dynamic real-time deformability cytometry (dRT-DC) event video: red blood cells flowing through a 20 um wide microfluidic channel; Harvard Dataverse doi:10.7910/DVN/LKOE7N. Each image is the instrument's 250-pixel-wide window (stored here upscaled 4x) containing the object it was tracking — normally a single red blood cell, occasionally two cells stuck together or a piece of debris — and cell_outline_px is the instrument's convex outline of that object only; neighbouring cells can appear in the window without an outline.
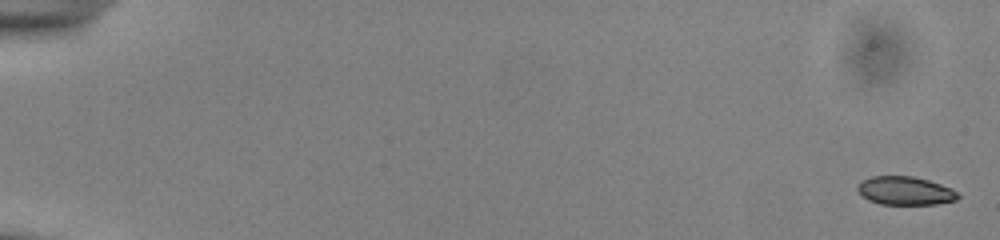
{"species": "common noctule bat (a hibernating species)", "species_latin": "Nyctalus noctula", "temperature_condition": "cold", "stored_images_in_passage": 54, "camera_frame_rate_fps": 3000, "um_per_image_px": 0.085, "animal": {"sex": "male", "body_mass_g": 13.0, "forearm_length_mm": 53.1}, "frame": {"image": 1, "passage_image": 1, "time_ms": 0.0, "image_size_px": [1000, 240], "cell_outline_px": [[960, 196], [956, 200], [936, 204], [880, 204], [868, 200], [856, 188], [864, 180], [872, 176], [912, 176], [928, 180], [952, 188]], "centroid_in_image_um": [76.97, 16.22], "position_along_channel_um": 8.0, "area_um2": 16.42}}
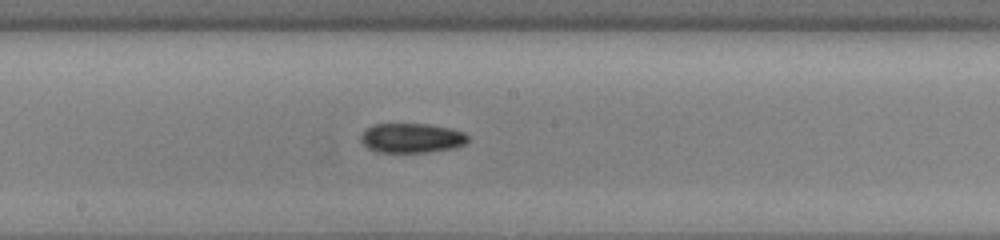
{"frame": {"image": 2, "passage_image": 31, "time_ms": 10.0, "image_size_px": [1000, 240], "cell_outline_px": [[468, 140], [464, 144], [456, 148], [428, 152], [376, 152], [368, 148], [360, 140], [360, 136], [364, 128], [372, 124], [428, 124], [452, 128], [464, 132], [468, 136]], "centroid_in_image_um": [34.98, 11.73], "position_along_channel_um": 213.2, "area_um2": 18.73}}
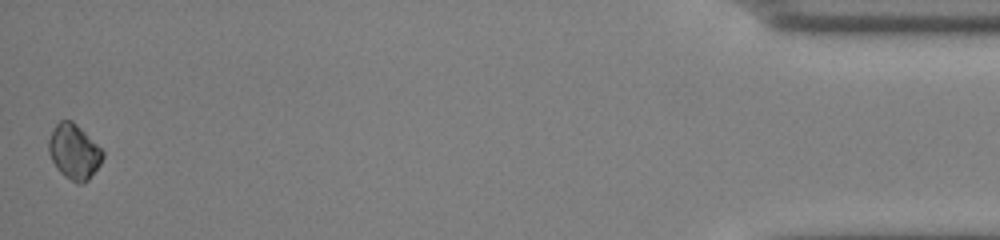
{"frame": {"image": 3, "passage_image": 54, "time_ms": 17.667, "image_size_px": [1000, 240], "cell_outline_px": [[104, 156], [100, 164], [88, 180], [80, 184], [76, 184], [64, 176], [56, 168], [48, 152], [48, 140], [56, 124], [60, 120], [72, 120], [104, 152]], "centroid_in_image_um": [6.28, 12.92], "position_along_channel_um": 428.9, "area_um2": 17.17}, "authors_computed_cell_mechanics": {"area_um2": 17.4845, "velocity_mm_per_s": 3.8916, "shape_relaxation_time_tau1_ms": 2.2234, "shape_relaxation_time_tau2_ms": null, "deformation_change_tau1": 0.0377, "deformation_change_tau2": null}}